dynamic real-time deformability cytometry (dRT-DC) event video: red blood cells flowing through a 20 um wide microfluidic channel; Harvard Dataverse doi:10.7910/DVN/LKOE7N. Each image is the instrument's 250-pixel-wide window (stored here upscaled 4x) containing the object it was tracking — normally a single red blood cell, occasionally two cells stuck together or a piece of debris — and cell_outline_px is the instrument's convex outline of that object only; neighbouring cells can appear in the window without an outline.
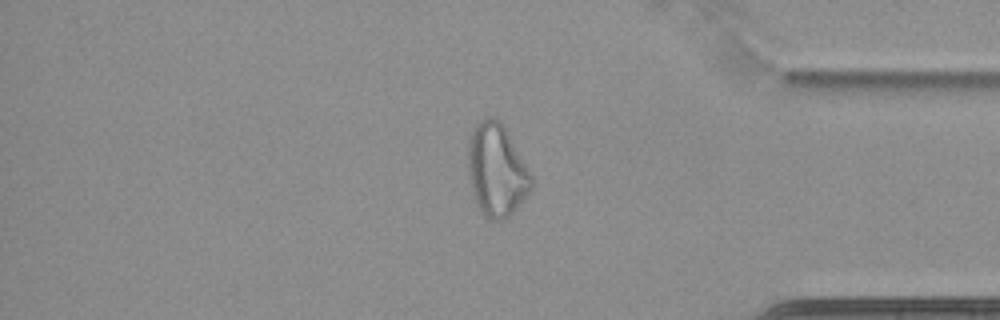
{"species": "common noctule bat (a hibernating species)", "species_latin": "Nyctalus noctula", "temperature_condition": "cold", "stored_images_in_passage": 62, "camera_frame_rate_fps": 3000, "um_per_image_px": 0.085, "animal": {"sex": "female", "body_mass_g": 22.7, "forearm_length_mm": 54.2}, "frame": {"image": 1, "passage_image": 53, "time_ms": 17.333, "image_size_px": [1000, 320], "cell_outline_px": [[536, 184], [516, 208], [504, 220], [492, 220], [484, 216], [480, 212], [472, 188], [468, 172], [468, 140], [476, 124], [484, 116], [492, 116], [500, 120], [504, 124], [532, 176]], "centroid_in_image_um": [42.22, 14.43], "position_along_channel_um": 393.0, "area_um2": 34.33}}